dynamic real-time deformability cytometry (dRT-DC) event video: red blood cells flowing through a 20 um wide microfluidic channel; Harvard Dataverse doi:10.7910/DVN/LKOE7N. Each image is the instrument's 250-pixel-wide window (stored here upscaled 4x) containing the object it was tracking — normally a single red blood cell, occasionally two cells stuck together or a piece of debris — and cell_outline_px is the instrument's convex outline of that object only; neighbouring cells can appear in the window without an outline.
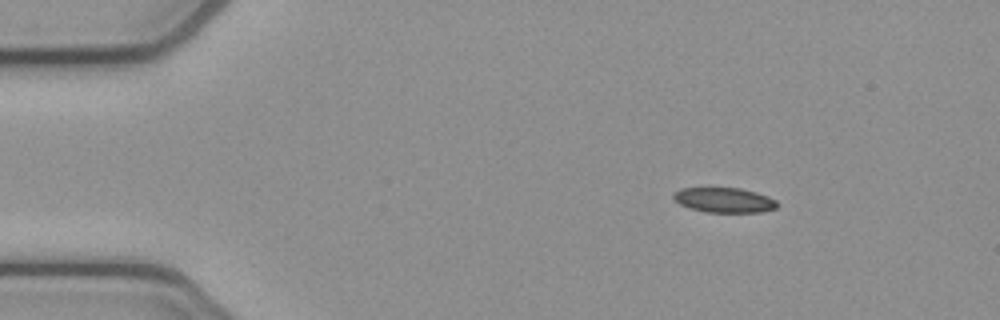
{"species": "common noctule bat (a hibernating species)", "species_latin": "Nyctalus noctula", "temperature_condition": "cold", "stored_images_in_passage": 5, "camera_frame_rate_fps": 3000, "um_per_image_px": 0.085, "animal": {"sex": "female", "body_mass_g": 21.9}, "frame": {"image": 1, "passage_image": 2, "time_ms": 0.333, "image_size_px": [1000, 320], "cell_outline_px": [[780, 204], [776, 208], [760, 212], [708, 212], [692, 208], [680, 204], [672, 196], [672, 192], [680, 188], [740, 188], [756, 192], [768, 196], [776, 200]], "centroid_in_image_um": [61.58, 17.0], "position_along_channel_um": 23.4, "area_um2": 15.03}}
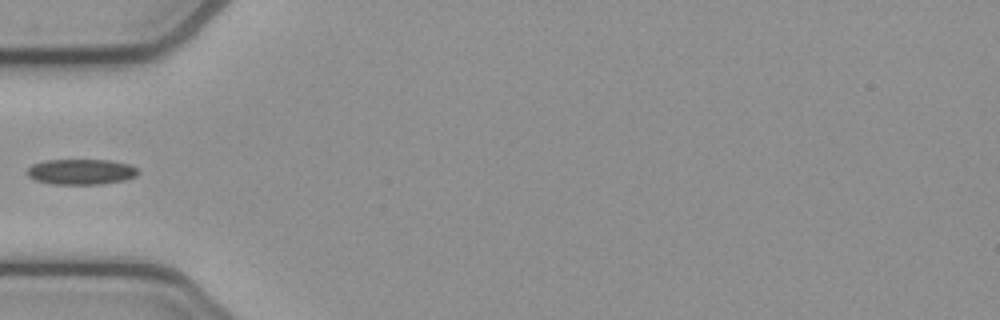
{"frame": {"image": 2, "passage_image": 5, "time_ms": 1.333, "image_size_px": [1000, 320], "cell_outline_px": [[140, 172], [136, 176], [124, 180], [100, 184], [52, 184], [36, 180], [28, 176], [28, 168], [32, 164], [44, 160], [108, 160], [128, 164], [136, 168]], "centroid_in_image_um": [6.89, 14.6], "position_along_channel_um": 78.1, "area_um2": 16.42}}